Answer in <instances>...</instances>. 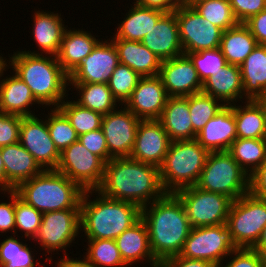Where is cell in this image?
<instances>
[{
	"label": "cell",
	"instance_id": "58",
	"mask_svg": "<svg viewBox=\"0 0 266 267\" xmlns=\"http://www.w3.org/2000/svg\"><path fill=\"white\" fill-rule=\"evenodd\" d=\"M200 0H178V3L180 5H188V6H192L193 4H195L196 2H198Z\"/></svg>",
	"mask_w": 266,
	"mask_h": 267
},
{
	"label": "cell",
	"instance_id": "46",
	"mask_svg": "<svg viewBox=\"0 0 266 267\" xmlns=\"http://www.w3.org/2000/svg\"><path fill=\"white\" fill-rule=\"evenodd\" d=\"M78 141L94 155L99 156L105 163L113 158L108 153L106 139L101 128L80 135Z\"/></svg>",
	"mask_w": 266,
	"mask_h": 267
},
{
	"label": "cell",
	"instance_id": "54",
	"mask_svg": "<svg viewBox=\"0 0 266 267\" xmlns=\"http://www.w3.org/2000/svg\"><path fill=\"white\" fill-rule=\"evenodd\" d=\"M67 256L68 255H66L65 252V256H63L64 258L57 262V267H95L85 257L83 260H77V258L74 260Z\"/></svg>",
	"mask_w": 266,
	"mask_h": 267
},
{
	"label": "cell",
	"instance_id": "22",
	"mask_svg": "<svg viewBox=\"0 0 266 267\" xmlns=\"http://www.w3.org/2000/svg\"><path fill=\"white\" fill-rule=\"evenodd\" d=\"M1 157L5 166L6 191L14 190L20 183L43 171L34 157L19 142L1 147Z\"/></svg>",
	"mask_w": 266,
	"mask_h": 267
},
{
	"label": "cell",
	"instance_id": "30",
	"mask_svg": "<svg viewBox=\"0 0 266 267\" xmlns=\"http://www.w3.org/2000/svg\"><path fill=\"white\" fill-rule=\"evenodd\" d=\"M246 106L232 105L237 138L266 139V102L247 100Z\"/></svg>",
	"mask_w": 266,
	"mask_h": 267
},
{
	"label": "cell",
	"instance_id": "38",
	"mask_svg": "<svg viewBox=\"0 0 266 267\" xmlns=\"http://www.w3.org/2000/svg\"><path fill=\"white\" fill-rule=\"evenodd\" d=\"M88 251L84 256L95 267H125L115 240L87 239Z\"/></svg>",
	"mask_w": 266,
	"mask_h": 267
},
{
	"label": "cell",
	"instance_id": "45",
	"mask_svg": "<svg viewBox=\"0 0 266 267\" xmlns=\"http://www.w3.org/2000/svg\"><path fill=\"white\" fill-rule=\"evenodd\" d=\"M22 116L0 112V147L19 142Z\"/></svg>",
	"mask_w": 266,
	"mask_h": 267
},
{
	"label": "cell",
	"instance_id": "35",
	"mask_svg": "<svg viewBox=\"0 0 266 267\" xmlns=\"http://www.w3.org/2000/svg\"><path fill=\"white\" fill-rule=\"evenodd\" d=\"M72 86L80 93L78 94L80 99L76 102L87 109L105 115L117 107V100L113 97L107 83L72 84Z\"/></svg>",
	"mask_w": 266,
	"mask_h": 267
},
{
	"label": "cell",
	"instance_id": "51",
	"mask_svg": "<svg viewBox=\"0 0 266 267\" xmlns=\"http://www.w3.org/2000/svg\"><path fill=\"white\" fill-rule=\"evenodd\" d=\"M244 24L255 37L258 45H266V9L251 16Z\"/></svg>",
	"mask_w": 266,
	"mask_h": 267
},
{
	"label": "cell",
	"instance_id": "17",
	"mask_svg": "<svg viewBox=\"0 0 266 267\" xmlns=\"http://www.w3.org/2000/svg\"><path fill=\"white\" fill-rule=\"evenodd\" d=\"M158 76L169 97H186L202 92L203 83L186 54L163 60Z\"/></svg>",
	"mask_w": 266,
	"mask_h": 267
},
{
	"label": "cell",
	"instance_id": "49",
	"mask_svg": "<svg viewBox=\"0 0 266 267\" xmlns=\"http://www.w3.org/2000/svg\"><path fill=\"white\" fill-rule=\"evenodd\" d=\"M11 202L0 203V232L12 230L15 235V191L7 190Z\"/></svg>",
	"mask_w": 266,
	"mask_h": 267
},
{
	"label": "cell",
	"instance_id": "7",
	"mask_svg": "<svg viewBox=\"0 0 266 267\" xmlns=\"http://www.w3.org/2000/svg\"><path fill=\"white\" fill-rule=\"evenodd\" d=\"M195 186L235 201L249 193V175L228 151L210 152Z\"/></svg>",
	"mask_w": 266,
	"mask_h": 267
},
{
	"label": "cell",
	"instance_id": "31",
	"mask_svg": "<svg viewBox=\"0 0 266 267\" xmlns=\"http://www.w3.org/2000/svg\"><path fill=\"white\" fill-rule=\"evenodd\" d=\"M34 14L33 39L42 53L56 56L66 30L65 24H62L61 14L46 13L44 10L36 11Z\"/></svg>",
	"mask_w": 266,
	"mask_h": 267
},
{
	"label": "cell",
	"instance_id": "3",
	"mask_svg": "<svg viewBox=\"0 0 266 267\" xmlns=\"http://www.w3.org/2000/svg\"><path fill=\"white\" fill-rule=\"evenodd\" d=\"M9 59L8 64L30 88L40 105H54L57 108L64 101L69 76L60 66L56 56H44L35 51H16Z\"/></svg>",
	"mask_w": 266,
	"mask_h": 267
},
{
	"label": "cell",
	"instance_id": "39",
	"mask_svg": "<svg viewBox=\"0 0 266 267\" xmlns=\"http://www.w3.org/2000/svg\"><path fill=\"white\" fill-rule=\"evenodd\" d=\"M200 15L218 26L223 31L236 26L235 18L229 0H200L192 5Z\"/></svg>",
	"mask_w": 266,
	"mask_h": 267
},
{
	"label": "cell",
	"instance_id": "8",
	"mask_svg": "<svg viewBox=\"0 0 266 267\" xmlns=\"http://www.w3.org/2000/svg\"><path fill=\"white\" fill-rule=\"evenodd\" d=\"M238 248H253L266 225V199L247 193L232 202L226 222Z\"/></svg>",
	"mask_w": 266,
	"mask_h": 267
},
{
	"label": "cell",
	"instance_id": "37",
	"mask_svg": "<svg viewBox=\"0 0 266 267\" xmlns=\"http://www.w3.org/2000/svg\"><path fill=\"white\" fill-rule=\"evenodd\" d=\"M218 99L203 92L188 96L190 116L193 126V140L208 121L213 118L225 105Z\"/></svg>",
	"mask_w": 266,
	"mask_h": 267
},
{
	"label": "cell",
	"instance_id": "14",
	"mask_svg": "<svg viewBox=\"0 0 266 267\" xmlns=\"http://www.w3.org/2000/svg\"><path fill=\"white\" fill-rule=\"evenodd\" d=\"M19 143L34 157L44 170H55L60 152L50 137L47 123L35 116L22 117Z\"/></svg>",
	"mask_w": 266,
	"mask_h": 267
},
{
	"label": "cell",
	"instance_id": "19",
	"mask_svg": "<svg viewBox=\"0 0 266 267\" xmlns=\"http://www.w3.org/2000/svg\"><path fill=\"white\" fill-rule=\"evenodd\" d=\"M169 96L160 77H141L124 106L141 120L159 119Z\"/></svg>",
	"mask_w": 266,
	"mask_h": 267
},
{
	"label": "cell",
	"instance_id": "15",
	"mask_svg": "<svg viewBox=\"0 0 266 267\" xmlns=\"http://www.w3.org/2000/svg\"><path fill=\"white\" fill-rule=\"evenodd\" d=\"M141 119L137 118L125 106L103 115V130L108 153L113 158L129 157L135 143L137 127Z\"/></svg>",
	"mask_w": 266,
	"mask_h": 267
},
{
	"label": "cell",
	"instance_id": "6",
	"mask_svg": "<svg viewBox=\"0 0 266 267\" xmlns=\"http://www.w3.org/2000/svg\"><path fill=\"white\" fill-rule=\"evenodd\" d=\"M210 152L194 140L170 142L159 167L161 183L167 193L195 186Z\"/></svg>",
	"mask_w": 266,
	"mask_h": 267
},
{
	"label": "cell",
	"instance_id": "25",
	"mask_svg": "<svg viewBox=\"0 0 266 267\" xmlns=\"http://www.w3.org/2000/svg\"><path fill=\"white\" fill-rule=\"evenodd\" d=\"M118 53L119 62L127 65L141 77L157 76L162 60L140 41H127L112 38Z\"/></svg>",
	"mask_w": 266,
	"mask_h": 267
},
{
	"label": "cell",
	"instance_id": "28",
	"mask_svg": "<svg viewBox=\"0 0 266 267\" xmlns=\"http://www.w3.org/2000/svg\"><path fill=\"white\" fill-rule=\"evenodd\" d=\"M158 120L168 133L171 142L193 140L188 96L169 97Z\"/></svg>",
	"mask_w": 266,
	"mask_h": 267
},
{
	"label": "cell",
	"instance_id": "10",
	"mask_svg": "<svg viewBox=\"0 0 266 267\" xmlns=\"http://www.w3.org/2000/svg\"><path fill=\"white\" fill-rule=\"evenodd\" d=\"M237 249L225 223L191 228L179 255L184 258L207 260L216 267H221L223 258H228Z\"/></svg>",
	"mask_w": 266,
	"mask_h": 267
},
{
	"label": "cell",
	"instance_id": "27",
	"mask_svg": "<svg viewBox=\"0 0 266 267\" xmlns=\"http://www.w3.org/2000/svg\"><path fill=\"white\" fill-rule=\"evenodd\" d=\"M202 92L220 100L219 103L222 102L224 105H231L236 99H242L243 84L240 67L227 63L214 76H210L203 82Z\"/></svg>",
	"mask_w": 266,
	"mask_h": 267
},
{
	"label": "cell",
	"instance_id": "42",
	"mask_svg": "<svg viewBox=\"0 0 266 267\" xmlns=\"http://www.w3.org/2000/svg\"><path fill=\"white\" fill-rule=\"evenodd\" d=\"M141 76L124 64H119L107 82L113 97L121 106L130 98Z\"/></svg>",
	"mask_w": 266,
	"mask_h": 267
},
{
	"label": "cell",
	"instance_id": "16",
	"mask_svg": "<svg viewBox=\"0 0 266 267\" xmlns=\"http://www.w3.org/2000/svg\"><path fill=\"white\" fill-rule=\"evenodd\" d=\"M120 64L112 41L101 40L93 51L69 75V84L107 83Z\"/></svg>",
	"mask_w": 266,
	"mask_h": 267
},
{
	"label": "cell",
	"instance_id": "9",
	"mask_svg": "<svg viewBox=\"0 0 266 267\" xmlns=\"http://www.w3.org/2000/svg\"><path fill=\"white\" fill-rule=\"evenodd\" d=\"M174 194L180 199L192 228L225 224L233 200L226 195L188 186Z\"/></svg>",
	"mask_w": 266,
	"mask_h": 267
},
{
	"label": "cell",
	"instance_id": "1",
	"mask_svg": "<svg viewBox=\"0 0 266 267\" xmlns=\"http://www.w3.org/2000/svg\"><path fill=\"white\" fill-rule=\"evenodd\" d=\"M96 190L108 198L131 202L140 208L167 193L158 167L130 157L110 159L105 164L102 183Z\"/></svg>",
	"mask_w": 266,
	"mask_h": 267
},
{
	"label": "cell",
	"instance_id": "55",
	"mask_svg": "<svg viewBox=\"0 0 266 267\" xmlns=\"http://www.w3.org/2000/svg\"><path fill=\"white\" fill-rule=\"evenodd\" d=\"M253 249L259 252L266 259V225L264 226L261 236Z\"/></svg>",
	"mask_w": 266,
	"mask_h": 267
},
{
	"label": "cell",
	"instance_id": "34",
	"mask_svg": "<svg viewBox=\"0 0 266 267\" xmlns=\"http://www.w3.org/2000/svg\"><path fill=\"white\" fill-rule=\"evenodd\" d=\"M227 151L250 175L266 160V139L237 138Z\"/></svg>",
	"mask_w": 266,
	"mask_h": 267
},
{
	"label": "cell",
	"instance_id": "36",
	"mask_svg": "<svg viewBox=\"0 0 266 267\" xmlns=\"http://www.w3.org/2000/svg\"><path fill=\"white\" fill-rule=\"evenodd\" d=\"M70 121L78 136L101 128L103 115L74 101L65 100L57 107Z\"/></svg>",
	"mask_w": 266,
	"mask_h": 267
},
{
	"label": "cell",
	"instance_id": "23",
	"mask_svg": "<svg viewBox=\"0 0 266 267\" xmlns=\"http://www.w3.org/2000/svg\"><path fill=\"white\" fill-rule=\"evenodd\" d=\"M115 242L123 261L128 266L145 258L151 264L150 266L158 267L159 261L152 253L148 229L142 218L120 234Z\"/></svg>",
	"mask_w": 266,
	"mask_h": 267
},
{
	"label": "cell",
	"instance_id": "47",
	"mask_svg": "<svg viewBox=\"0 0 266 267\" xmlns=\"http://www.w3.org/2000/svg\"><path fill=\"white\" fill-rule=\"evenodd\" d=\"M231 254L235 256L224 267H266V259L253 248H238Z\"/></svg>",
	"mask_w": 266,
	"mask_h": 267
},
{
	"label": "cell",
	"instance_id": "5",
	"mask_svg": "<svg viewBox=\"0 0 266 267\" xmlns=\"http://www.w3.org/2000/svg\"><path fill=\"white\" fill-rule=\"evenodd\" d=\"M14 191L41 213L63 209H80L84 190L56 170H43L20 183Z\"/></svg>",
	"mask_w": 266,
	"mask_h": 267
},
{
	"label": "cell",
	"instance_id": "44",
	"mask_svg": "<svg viewBox=\"0 0 266 267\" xmlns=\"http://www.w3.org/2000/svg\"><path fill=\"white\" fill-rule=\"evenodd\" d=\"M43 213L22 200L15 192V234L16 230L23 231L25 237L33 238L37 235L42 222Z\"/></svg>",
	"mask_w": 266,
	"mask_h": 267
},
{
	"label": "cell",
	"instance_id": "40",
	"mask_svg": "<svg viewBox=\"0 0 266 267\" xmlns=\"http://www.w3.org/2000/svg\"><path fill=\"white\" fill-rule=\"evenodd\" d=\"M10 236L0 243V267H35L32 253L26 243Z\"/></svg>",
	"mask_w": 266,
	"mask_h": 267
},
{
	"label": "cell",
	"instance_id": "2",
	"mask_svg": "<svg viewBox=\"0 0 266 267\" xmlns=\"http://www.w3.org/2000/svg\"><path fill=\"white\" fill-rule=\"evenodd\" d=\"M141 218L148 229L152 253L159 262L181 253L192 227L174 193H166L141 208Z\"/></svg>",
	"mask_w": 266,
	"mask_h": 267
},
{
	"label": "cell",
	"instance_id": "26",
	"mask_svg": "<svg viewBox=\"0 0 266 267\" xmlns=\"http://www.w3.org/2000/svg\"><path fill=\"white\" fill-rule=\"evenodd\" d=\"M245 100L266 98V45H257L239 66Z\"/></svg>",
	"mask_w": 266,
	"mask_h": 267
},
{
	"label": "cell",
	"instance_id": "56",
	"mask_svg": "<svg viewBox=\"0 0 266 267\" xmlns=\"http://www.w3.org/2000/svg\"><path fill=\"white\" fill-rule=\"evenodd\" d=\"M0 189L6 192V173L3 159L1 157V147H0Z\"/></svg>",
	"mask_w": 266,
	"mask_h": 267
},
{
	"label": "cell",
	"instance_id": "21",
	"mask_svg": "<svg viewBox=\"0 0 266 267\" xmlns=\"http://www.w3.org/2000/svg\"><path fill=\"white\" fill-rule=\"evenodd\" d=\"M209 152L227 151L237 139L235 116L231 105H225L195 138Z\"/></svg>",
	"mask_w": 266,
	"mask_h": 267
},
{
	"label": "cell",
	"instance_id": "29",
	"mask_svg": "<svg viewBox=\"0 0 266 267\" xmlns=\"http://www.w3.org/2000/svg\"><path fill=\"white\" fill-rule=\"evenodd\" d=\"M40 104L30 88L14 73L0 81V111L22 117L33 116L28 108Z\"/></svg>",
	"mask_w": 266,
	"mask_h": 267
},
{
	"label": "cell",
	"instance_id": "33",
	"mask_svg": "<svg viewBox=\"0 0 266 267\" xmlns=\"http://www.w3.org/2000/svg\"><path fill=\"white\" fill-rule=\"evenodd\" d=\"M258 45L255 37L244 23L223 31L220 49L228 64L240 66Z\"/></svg>",
	"mask_w": 266,
	"mask_h": 267
},
{
	"label": "cell",
	"instance_id": "32",
	"mask_svg": "<svg viewBox=\"0 0 266 267\" xmlns=\"http://www.w3.org/2000/svg\"><path fill=\"white\" fill-rule=\"evenodd\" d=\"M133 4L132 8L126 13L127 17L125 16L117 27L115 37L112 38L141 42L146 33L165 14L164 11L159 9L144 7L136 2Z\"/></svg>",
	"mask_w": 266,
	"mask_h": 267
},
{
	"label": "cell",
	"instance_id": "20",
	"mask_svg": "<svg viewBox=\"0 0 266 267\" xmlns=\"http://www.w3.org/2000/svg\"><path fill=\"white\" fill-rule=\"evenodd\" d=\"M162 61L184 54L174 12L165 13L141 40Z\"/></svg>",
	"mask_w": 266,
	"mask_h": 267
},
{
	"label": "cell",
	"instance_id": "52",
	"mask_svg": "<svg viewBox=\"0 0 266 267\" xmlns=\"http://www.w3.org/2000/svg\"><path fill=\"white\" fill-rule=\"evenodd\" d=\"M158 267H216L211 262L202 259L184 258L180 255H175L164 260H161Z\"/></svg>",
	"mask_w": 266,
	"mask_h": 267
},
{
	"label": "cell",
	"instance_id": "13",
	"mask_svg": "<svg viewBox=\"0 0 266 267\" xmlns=\"http://www.w3.org/2000/svg\"><path fill=\"white\" fill-rule=\"evenodd\" d=\"M80 231V209H63L43 213L34 239L39 241V245L48 253L59 249L66 251L65 248L75 241Z\"/></svg>",
	"mask_w": 266,
	"mask_h": 267
},
{
	"label": "cell",
	"instance_id": "50",
	"mask_svg": "<svg viewBox=\"0 0 266 267\" xmlns=\"http://www.w3.org/2000/svg\"><path fill=\"white\" fill-rule=\"evenodd\" d=\"M249 193L266 199V160L249 175Z\"/></svg>",
	"mask_w": 266,
	"mask_h": 267
},
{
	"label": "cell",
	"instance_id": "11",
	"mask_svg": "<svg viewBox=\"0 0 266 267\" xmlns=\"http://www.w3.org/2000/svg\"><path fill=\"white\" fill-rule=\"evenodd\" d=\"M105 164L99 156L76 141L60 153L55 170L76 182L84 191L96 190L102 183Z\"/></svg>",
	"mask_w": 266,
	"mask_h": 267
},
{
	"label": "cell",
	"instance_id": "12",
	"mask_svg": "<svg viewBox=\"0 0 266 267\" xmlns=\"http://www.w3.org/2000/svg\"><path fill=\"white\" fill-rule=\"evenodd\" d=\"M173 12L184 54L220 48L221 28L204 19L192 6L179 4Z\"/></svg>",
	"mask_w": 266,
	"mask_h": 267
},
{
	"label": "cell",
	"instance_id": "41",
	"mask_svg": "<svg viewBox=\"0 0 266 267\" xmlns=\"http://www.w3.org/2000/svg\"><path fill=\"white\" fill-rule=\"evenodd\" d=\"M46 123L50 137L60 153L73 142L78 141L79 136L76 130L58 108L53 107V110L51 109L49 117L47 116Z\"/></svg>",
	"mask_w": 266,
	"mask_h": 267
},
{
	"label": "cell",
	"instance_id": "24",
	"mask_svg": "<svg viewBox=\"0 0 266 267\" xmlns=\"http://www.w3.org/2000/svg\"><path fill=\"white\" fill-rule=\"evenodd\" d=\"M100 42L91 32L66 28L56 58L69 76Z\"/></svg>",
	"mask_w": 266,
	"mask_h": 267
},
{
	"label": "cell",
	"instance_id": "4",
	"mask_svg": "<svg viewBox=\"0 0 266 267\" xmlns=\"http://www.w3.org/2000/svg\"><path fill=\"white\" fill-rule=\"evenodd\" d=\"M92 192L98 193V196L90 201L89 193L92 195ZM140 218L141 208L136 204L108 198L97 190L83 192L80 201V225L86 239L115 240Z\"/></svg>",
	"mask_w": 266,
	"mask_h": 267
},
{
	"label": "cell",
	"instance_id": "57",
	"mask_svg": "<svg viewBox=\"0 0 266 267\" xmlns=\"http://www.w3.org/2000/svg\"><path fill=\"white\" fill-rule=\"evenodd\" d=\"M6 66H7L6 59L4 60V58L0 55V77L4 75L3 71H6L5 70Z\"/></svg>",
	"mask_w": 266,
	"mask_h": 267
},
{
	"label": "cell",
	"instance_id": "18",
	"mask_svg": "<svg viewBox=\"0 0 266 267\" xmlns=\"http://www.w3.org/2000/svg\"><path fill=\"white\" fill-rule=\"evenodd\" d=\"M168 133L158 119L141 120L130 158L160 167L170 145Z\"/></svg>",
	"mask_w": 266,
	"mask_h": 267
},
{
	"label": "cell",
	"instance_id": "43",
	"mask_svg": "<svg viewBox=\"0 0 266 267\" xmlns=\"http://www.w3.org/2000/svg\"><path fill=\"white\" fill-rule=\"evenodd\" d=\"M186 55L195 66L202 83L227 64L220 48L186 53Z\"/></svg>",
	"mask_w": 266,
	"mask_h": 267
},
{
	"label": "cell",
	"instance_id": "53",
	"mask_svg": "<svg viewBox=\"0 0 266 267\" xmlns=\"http://www.w3.org/2000/svg\"><path fill=\"white\" fill-rule=\"evenodd\" d=\"M136 3L144 7L162 10L165 13L173 12L179 5L178 0H136Z\"/></svg>",
	"mask_w": 266,
	"mask_h": 267
},
{
	"label": "cell",
	"instance_id": "48",
	"mask_svg": "<svg viewBox=\"0 0 266 267\" xmlns=\"http://www.w3.org/2000/svg\"><path fill=\"white\" fill-rule=\"evenodd\" d=\"M233 14L239 23L266 9V0H229Z\"/></svg>",
	"mask_w": 266,
	"mask_h": 267
}]
</instances>
